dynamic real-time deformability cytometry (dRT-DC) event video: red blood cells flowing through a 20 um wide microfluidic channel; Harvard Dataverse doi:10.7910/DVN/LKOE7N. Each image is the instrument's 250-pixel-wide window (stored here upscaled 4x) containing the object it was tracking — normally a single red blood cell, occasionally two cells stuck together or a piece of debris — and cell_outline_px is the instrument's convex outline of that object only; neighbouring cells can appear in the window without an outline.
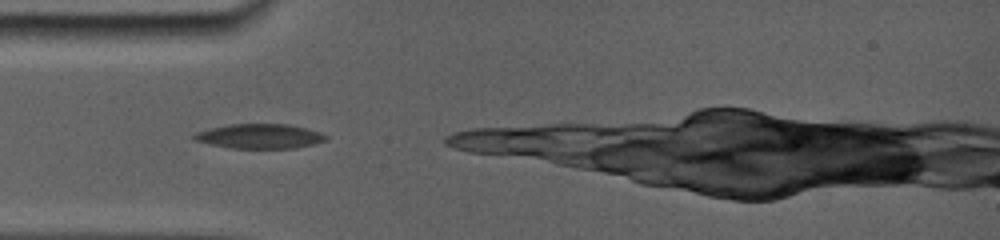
{"species": "common noctule bat (a hibernating species)", "species_latin": "Nyctalus noctula", "temperature_condition": "room temperature", "stored_images_in_passage": 3, "camera_frame_rate_fps": 5000, "um_per_image_px": 0.085, "animal": {"sex": "female", "body_mass_g": 19.0, "forearm_length_mm": 56.7}, "frame": {"image": 1, "passage_image": 1, "time_ms": 0.0, "image_size_px": [1000, 240], "cell_outline_px": [[324, 140], [312, 144], [292, 148], [232, 148], [212, 144], [196, 140], [192, 136], [200, 132], [212, 128], [232, 124], [284, 124], [304, 128], [316, 132], [324, 136]], "centroid_in_image_um": [22.04, 11.58], "position_along_channel_um": 63.0, "area_um2": 18.03}}